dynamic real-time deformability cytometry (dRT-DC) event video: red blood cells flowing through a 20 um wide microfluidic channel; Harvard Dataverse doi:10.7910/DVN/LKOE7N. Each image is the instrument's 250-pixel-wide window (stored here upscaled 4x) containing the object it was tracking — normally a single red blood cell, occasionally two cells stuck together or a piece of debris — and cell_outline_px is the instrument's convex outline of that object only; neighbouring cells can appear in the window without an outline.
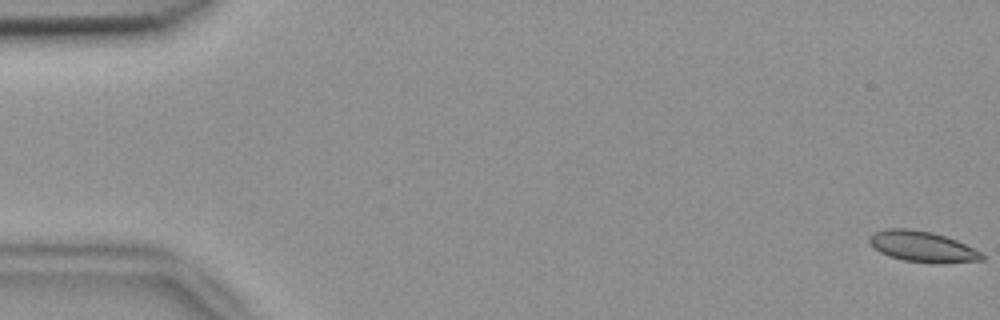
{"species": "common noctule bat (a hibernating species)", "species_latin": "Nyctalus noctula", "temperature_condition": "room temperature", "stored_images_in_passage": 54, "camera_frame_rate_fps": 3000, "um_per_image_px": 0.085, "animal": {"sex": "female", "body_mass_g": 18.4}, "frame": {"image": 1, "passage_image": 1, "time_ms": 0.0, "image_size_px": [1000, 320], "cell_outline_px": [[984, 260], [904, 260], [880, 252], [868, 240], [868, 236], [876, 232], [888, 228], [908, 228], [932, 232], [956, 240], [980, 252], [984, 256]], "centroid_in_image_um": [78.32, 20.88], "position_along_channel_um": 6.7, "area_um2": 18.79}}
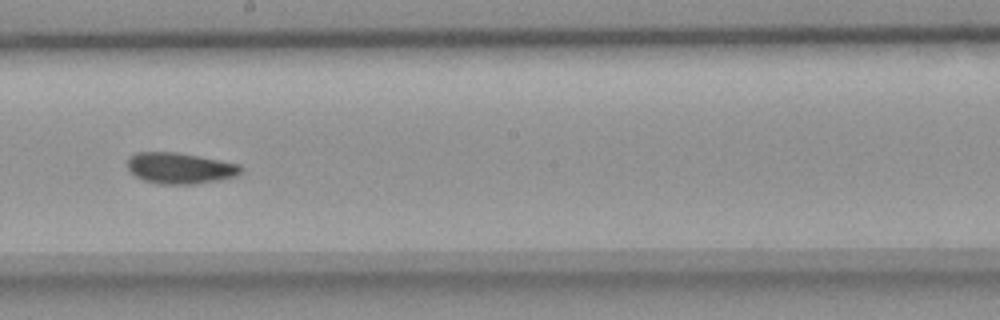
{"frame": {"image": 2, "passage_image": 31, "time_ms": 10.0, "image_size_px": [1000, 320], "cell_outline_px": [[244, 168], [236, 176], [220, 180], [196, 184], [160, 184], [144, 180], [136, 176], [128, 168], [128, 160], [136, 152], [176, 152], [240, 164]], "centroid_in_image_um": [15.33, 14.3], "position_along_channel_um": 232.9, "area_um2": 20.4}}
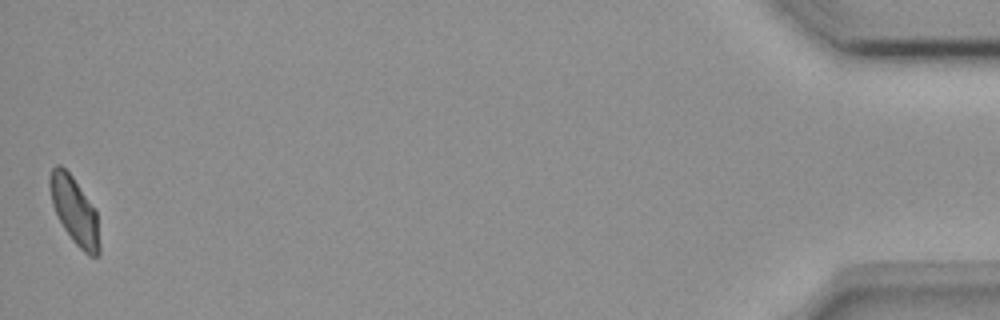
{"frame": {"image": 3, "passage_image": 54, "time_ms": 17.667, "image_size_px": [1000, 320], "cell_outline_px": [[100, 256], [88, 256], [72, 240], [64, 228], [52, 204], [48, 188], [48, 180], [52, 168], [56, 164], [60, 164], [72, 176], [96, 212], [100, 244]], "centroid_in_image_um": [6.32, 17.92], "position_along_channel_um": 428.9, "area_um2": 19.25}, "authors_computed_cell_mechanics": {"area_um2": 20.2878, "velocity_mm_per_s": 3.773, "shape_relaxation_time_tau1_ms": 10.8444, "shape_relaxation_time_tau2_ms": 2.5833, "deformation_change_tau1": 0.1453, "deformation_change_tau2": 0.0492}}